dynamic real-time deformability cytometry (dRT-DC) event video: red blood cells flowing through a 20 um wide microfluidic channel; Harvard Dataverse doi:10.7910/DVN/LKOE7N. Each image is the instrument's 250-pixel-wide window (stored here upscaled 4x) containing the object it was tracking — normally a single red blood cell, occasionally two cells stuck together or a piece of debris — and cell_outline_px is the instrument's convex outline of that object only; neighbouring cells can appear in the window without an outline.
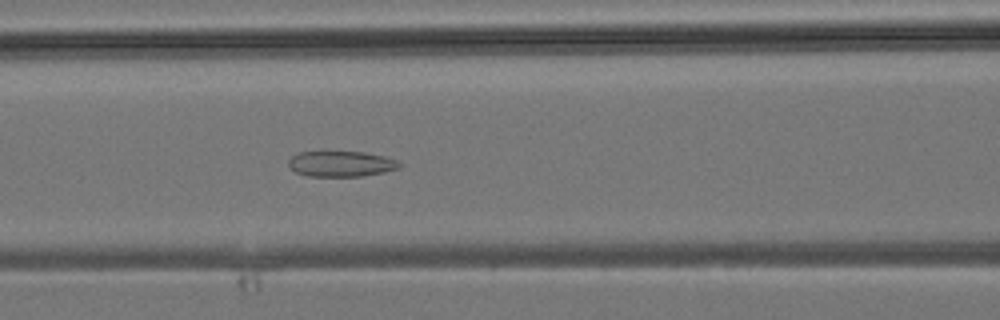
{"species": "common noctule bat (a hibernating species)", "species_latin": "Nyctalus noctula", "temperature_condition": "room temperature", "stored_images_in_passage": 41, "camera_frame_rate_fps": 3000, "um_per_image_px": 0.085, "animal": {"sex": "male", "body_mass_g": 19.2, "forearm_length_mm": 51.8}, "frame": {"image": 1, "passage_image": 17, "time_ms": 5.333, "image_size_px": [1000, 320], "cell_outline_px": [[400, 168], [384, 172], [360, 176], [308, 176], [296, 172], [288, 164], [288, 160], [292, 156], [300, 152], [364, 152], [384, 156], [396, 160], [400, 164]], "centroid_in_image_um": [28.99, 13.93], "position_along_channel_um": 137.6, "area_um2": 16.36}}
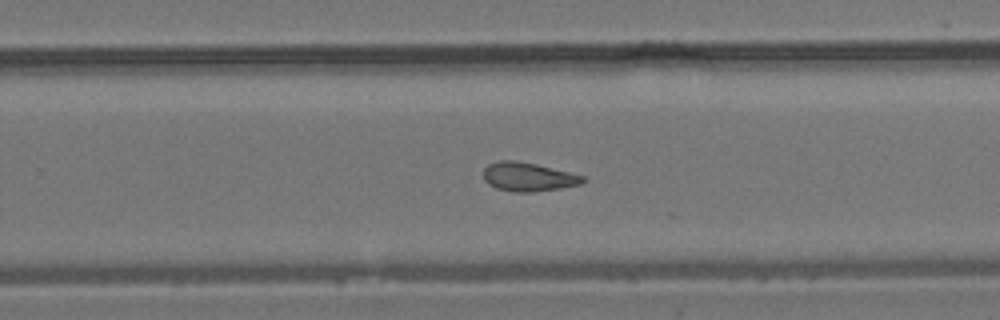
{"frame": {"image": 2, "passage_image": 26, "time_ms": 8.333, "image_size_px": [1000, 320], "cell_outline_px": [[588, 180], [580, 184], [560, 188], [532, 192], [516, 192], [496, 188], [488, 184], [484, 180], [484, 168], [488, 164], [496, 160], [516, 160], [536, 164], [584, 176]], "centroid_in_image_um": [44.87, 15.02], "position_along_channel_um": 284.9, "area_um2": 16.7}}
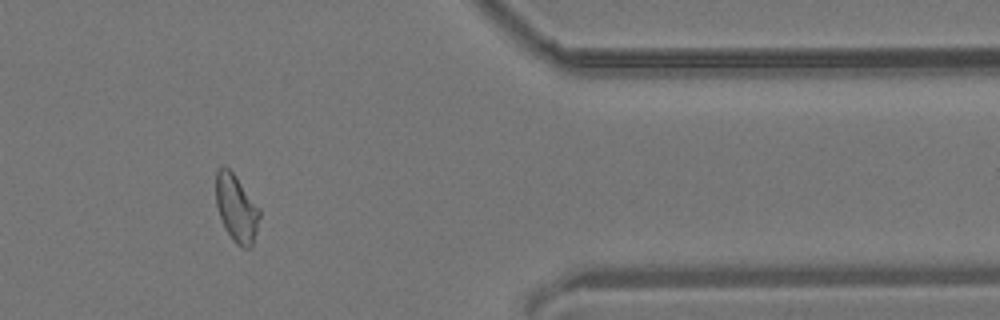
{"frame": {"image": 3, "passage_image": 34, "time_ms": 11.0, "image_size_px": [1000, 320], "cell_outline_px": [[260, 216], [252, 248], [244, 248], [236, 244], [232, 240], [220, 216], [216, 204], [216, 172], [220, 168], [228, 168], [236, 176], [260, 208]], "centroid_in_image_um": [20.12, 17.73], "position_along_channel_um": 391.3, "area_um2": 16.94}}